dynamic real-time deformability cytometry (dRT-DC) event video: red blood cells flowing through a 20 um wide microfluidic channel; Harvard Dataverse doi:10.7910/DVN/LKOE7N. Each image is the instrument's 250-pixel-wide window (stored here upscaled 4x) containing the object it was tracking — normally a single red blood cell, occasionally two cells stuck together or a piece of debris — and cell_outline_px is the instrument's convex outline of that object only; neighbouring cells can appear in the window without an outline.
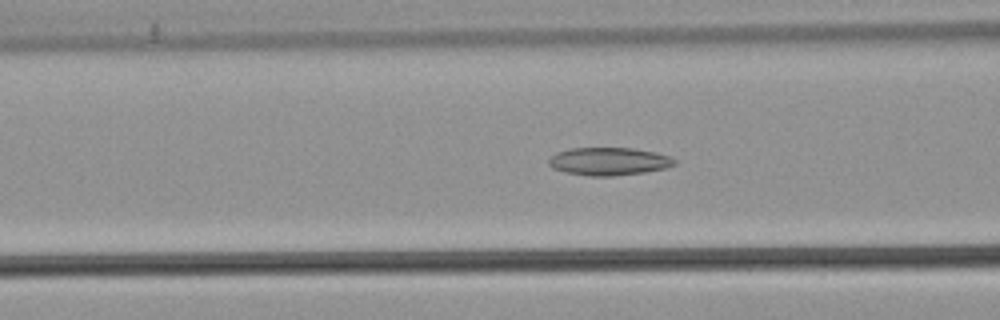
{"species": "common noctule bat (a hibernating species)", "species_latin": "Nyctalus noctula", "temperature_condition": "warm", "stored_images_in_passage": 55, "camera_frame_rate_fps": 3000, "um_per_image_px": 0.085, "animal": {"sex": "male", "body_mass_g": 21.5, "forearm_length_mm": 52.0}, "frame": {"image": 1, "passage_image": 22, "time_ms": 7.0, "image_size_px": [1000, 320], "cell_outline_px": [[676, 164], [668, 168], [644, 172], [612, 176], [588, 176], [564, 172], [552, 168], [548, 164], [548, 160], [556, 152], [568, 148], [632, 148], [656, 152], [672, 156], [676, 160]], "centroid_in_image_um": [51.77, 13.71], "position_along_channel_um": 114.8, "area_um2": 20.69}}
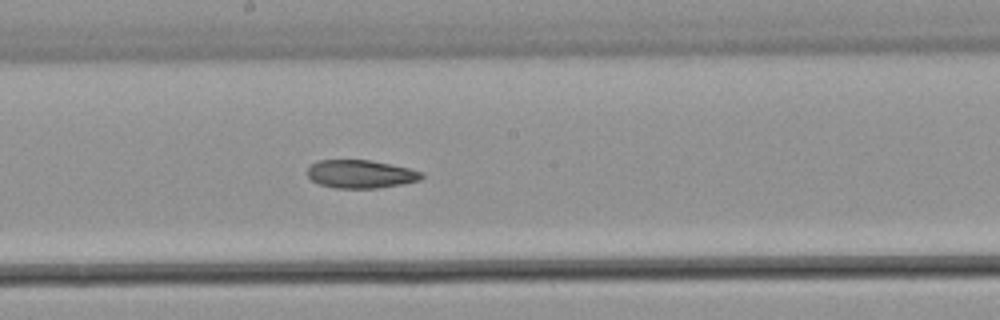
{"frame": {"image": 2, "passage_image": 30, "time_ms": 9.667, "image_size_px": [1000, 320], "cell_outline_px": [[424, 176], [420, 180], [400, 184], [376, 188], [336, 188], [320, 184], [312, 180], [308, 176], [308, 168], [316, 160], [368, 160], [408, 168], [424, 172]], "centroid_in_image_um": [30.65, 14.79], "position_along_channel_um": 217.5, "area_um2": 18.55}}
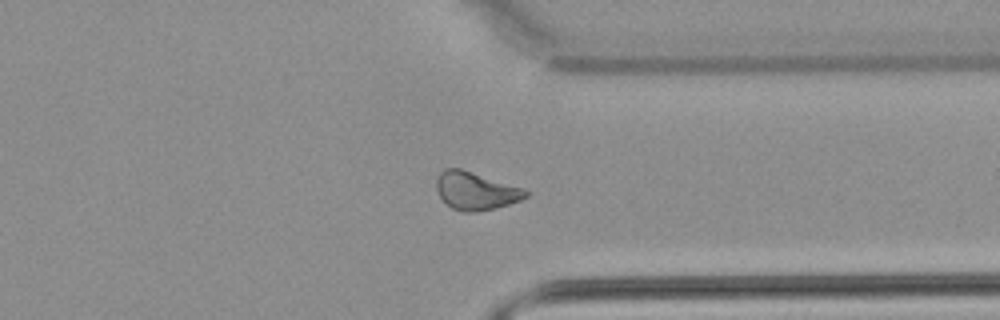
{"frame": {"image": 3, "passage_image": 42, "time_ms": 13.667, "image_size_px": [1000, 320], "cell_outline_px": [[528, 196], [520, 200], [496, 208], [476, 212], [464, 212], [452, 208], [440, 196], [436, 188], [436, 180], [440, 172], [444, 168], [460, 168], [524, 188], [528, 192]], "centroid_in_image_um": [40.43, 16.22], "position_along_channel_um": 371.0, "area_um2": 19.59}, "authors_computed_cell_mechanics": {"area_um2": 20.6346, "velocity_mm_per_s": 3.8539, "shape_relaxation_time_tau1_ms": null, "shape_relaxation_time_tau2_ms": 5.6049, "deformation_change_tau1": null, "deformation_change_tau2": 0.1083}}